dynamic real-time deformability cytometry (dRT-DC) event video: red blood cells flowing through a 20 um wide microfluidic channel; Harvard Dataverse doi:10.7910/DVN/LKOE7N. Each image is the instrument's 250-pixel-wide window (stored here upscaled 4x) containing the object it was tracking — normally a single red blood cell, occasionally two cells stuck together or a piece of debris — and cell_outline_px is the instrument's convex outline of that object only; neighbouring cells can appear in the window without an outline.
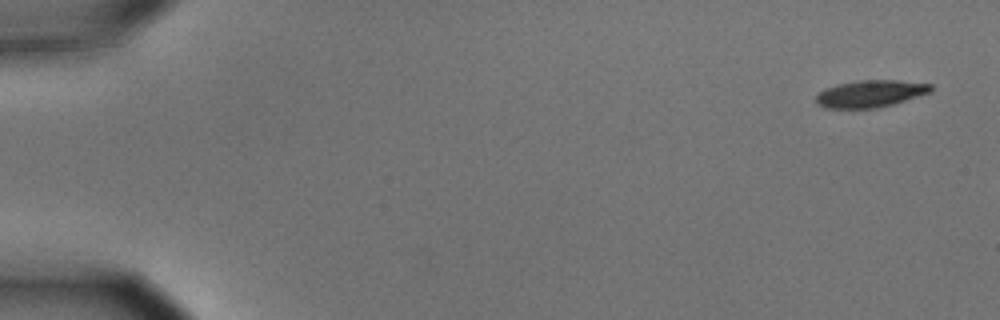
{"species": "common noctule bat (a hibernating species)", "species_latin": "Nyctalus noctula", "temperature_condition": "cold", "stored_images_in_passage": 4, "camera_frame_rate_fps": 3000, "um_per_image_px": 0.085, "animal": {"sex": "male", "body_mass_g": 15.6}, "frame": {"image": 1, "passage_image": 1, "time_ms": 0.0, "image_size_px": [1000, 320], "cell_outline_px": [[932, 92], [892, 104], [876, 108], [824, 108], [816, 104], [816, 96], [824, 88], [836, 84], [860, 80], [896, 80], [932, 84]], "centroid_in_image_um": [73.96, 7.96], "position_along_channel_um": 11.0, "area_um2": 18.15}}